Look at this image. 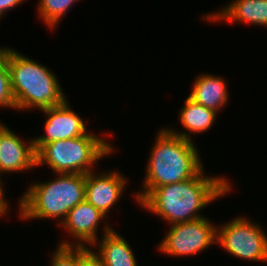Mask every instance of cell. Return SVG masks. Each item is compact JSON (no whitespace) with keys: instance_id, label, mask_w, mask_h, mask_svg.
Wrapping results in <instances>:
<instances>
[{"instance_id":"cell-20","label":"cell","mask_w":267,"mask_h":266,"mask_svg":"<svg viewBox=\"0 0 267 266\" xmlns=\"http://www.w3.org/2000/svg\"><path fill=\"white\" fill-rule=\"evenodd\" d=\"M24 1L25 0H0V19L5 15L4 13H7L10 9L16 8V6H19Z\"/></svg>"},{"instance_id":"cell-10","label":"cell","mask_w":267,"mask_h":266,"mask_svg":"<svg viewBox=\"0 0 267 266\" xmlns=\"http://www.w3.org/2000/svg\"><path fill=\"white\" fill-rule=\"evenodd\" d=\"M36 168L33 138L23 141L0 121V180L4 173L30 171Z\"/></svg>"},{"instance_id":"cell-22","label":"cell","mask_w":267,"mask_h":266,"mask_svg":"<svg viewBox=\"0 0 267 266\" xmlns=\"http://www.w3.org/2000/svg\"><path fill=\"white\" fill-rule=\"evenodd\" d=\"M1 216H5V215L0 211V217H1Z\"/></svg>"},{"instance_id":"cell-4","label":"cell","mask_w":267,"mask_h":266,"mask_svg":"<svg viewBox=\"0 0 267 266\" xmlns=\"http://www.w3.org/2000/svg\"><path fill=\"white\" fill-rule=\"evenodd\" d=\"M46 182L31 184L19 199L20 219H58V225L68 212L85 200L86 174L56 173Z\"/></svg>"},{"instance_id":"cell-15","label":"cell","mask_w":267,"mask_h":266,"mask_svg":"<svg viewBox=\"0 0 267 266\" xmlns=\"http://www.w3.org/2000/svg\"><path fill=\"white\" fill-rule=\"evenodd\" d=\"M184 105L179 111V119L181 125L183 126V128H185L186 132L177 131L176 129L174 130V128L167 129L175 135L192 141V133L199 134L208 131L213 126L218 116L217 112L194 102L189 97H186ZM187 130L189 134L187 133Z\"/></svg>"},{"instance_id":"cell-19","label":"cell","mask_w":267,"mask_h":266,"mask_svg":"<svg viewBox=\"0 0 267 266\" xmlns=\"http://www.w3.org/2000/svg\"><path fill=\"white\" fill-rule=\"evenodd\" d=\"M92 248L78 247V266H103L101 258Z\"/></svg>"},{"instance_id":"cell-7","label":"cell","mask_w":267,"mask_h":266,"mask_svg":"<svg viewBox=\"0 0 267 266\" xmlns=\"http://www.w3.org/2000/svg\"><path fill=\"white\" fill-rule=\"evenodd\" d=\"M217 225L206 217L173 224L157 247L168 256L184 257L196 255L216 243Z\"/></svg>"},{"instance_id":"cell-9","label":"cell","mask_w":267,"mask_h":266,"mask_svg":"<svg viewBox=\"0 0 267 266\" xmlns=\"http://www.w3.org/2000/svg\"><path fill=\"white\" fill-rule=\"evenodd\" d=\"M107 219L97 208L86 200L78 203L73 207L66 216L65 220L61 223L64 230L68 232V235L73 236L75 244L69 242V240L61 241L57 246L61 247H89L99 239L98 226L101 221ZM100 221V222H99Z\"/></svg>"},{"instance_id":"cell-6","label":"cell","mask_w":267,"mask_h":266,"mask_svg":"<svg viewBox=\"0 0 267 266\" xmlns=\"http://www.w3.org/2000/svg\"><path fill=\"white\" fill-rule=\"evenodd\" d=\"M266 234L258 223L241 216L217 225L216 244L240 260L267 262Z\"/></svg>"},{"instance_id":"cell-11","label":"cell","mask_w":267,"mask_h":266,"mask_svg":"<svg viewBox=\"0 0 267 266\" xmlns=\"http://www.w3.org/2000/svg\"><path fill=\"white\" fill-rule=\"evenodd\" d=\"M127 180L117 170L99 175L91 171L86 174L85 200L107 217L109 210L123 197Z\"/></svg>"},{"instance_id":"cell-8","label":"cell","mask_w":267,"mask_h":266,"mask_svg":"<svg viewBox=\"0 0 267 266\" xmlns=\"http://www.w3.org/2000/svg\"><path fill=\"white\" fill-rule=\"evenodd\" d=\"M67 99L63 104L40 110L47 118L45 135L33 138L34 149L37 152L44 144L53 141L71 139L88 133L83 119L69 106Z\"/></svg>"},{"instance_id":"cell-2","label":"cell","mask_w":267,"mask_h":266,"mask_svg":"<svg viewBox=\"0 0 267 266\" xmlns=\"http://www.w3.org/2000/svg\"><path fill=\"white\" fill-rule=\"evenodd\" d=\"M147 162L143 189L134 194L138 204L154 188L191 179L204 168L193 141L166 128L158 131Z\"/></svg>"},{"instance_id":"cell-17","label":"cell","mask_w":267,"mask_h":266,"mask_svg":"<svg viewBox=\"0 0 267 266\" xmlns=\"http://www.w3.org/2000/svg\"><path fill=\"white\" fill-rule=\"evenodd\" d=\"M0 107L16 110V102L12 94L10 71L6 58V47L0 49Z\"/></svg>"},{"instance_id":"cell-21","label":"cell","mask_w":267,"mask_h":266,"mask_svg":"<svg viewBox=\"0 0 267 266\" xmlns=\"http://www.w3.org/2000/svg\"><path fill=\"white\" fill-rule=\"evenodd\" d=\"M3 182L0 180V211L4 214V215H8L7 212L8 208H9V203L7 202L6 198L4 197V191L3 187H2Z\"/></svg>"},{"instance_id":"cell-12","label":"cell","mask_w":267,"mask_h":266,"mask_svg":"<svg viewBox=\"0 0 267 266\" xmlns=\"http://www.w3.org/2000/svg\"><path fill=\"white\" fill-rule=\"evenodd\" d=\"M220 11L202 17L205 21L242 22L267 27V0H233Z\"/></svg>"},{"instance_id":"cell-3","label":"cell","mask_w":267,"mask_h":266,"mask_svg":"<svg viewBox=\"0 0 267 266\" xmlns=\"http://www.w3.org/2000/svg\"><path fill=\"white\" fill-rule=\"evenodd\" d=\"M6 58L17 110H42L67 100L51 69L9 47H6Z\"/></svg>"},{"instance_id":"cell-16","label":"cell","mask_w":267,"mask_h":266,"mask_svg":"<svg viewBox=\"0 0 267 266\" xmlns=\"http://www.w3.org/2000/svg\"><path fill=\"white\" fill-rule=\"evenodd\" d=\"M78 0H39L38 15L50 30H54L60 19L68 13Z\"/></svg>"},{"instance_id":"cell-5","label":"cell","mask_w":267,"mask_h":266,"mask_svg":"<svg viewBox=\"0 0 267 266\" xmlns=\"http://www.w3.org/2000/svg\"><path fill=\"white\" fill-rule=\"evenodd\" d=\"M112 152L114 148L111 143L88 132L79 137L44 144L36 152V166L46 164L55 174H87L95 171L94 165Z\"/></svg>"},{"instance_id":"cell-14","label":"cell","mask_w":267,"mask_h":266,"mask_svg":"<svg viewBox=\"0 0 267 266\" xmlns=\"http://www.w3.org/2000/svg\"><path fill=\"white\" fill-rule=\"evenodd\" d=\"M224 80L220 76L202 73L195 78L188 97L218 113L229 101L228 87Z\"/></svg>"},{"instance_id":"cell-1","label":"cell","mask_w":267,"mask_h":266,"mask_svg":"<svg viewBox=\"0 0 267 266\" xmlns=\"http://www.w3.org/2000/svg\"><path fill=\"white\" fill-rule=\"evenodd\" d=\"M204 168L193 178L154 188L140 203L168 224L191 222L205 216L199 210L233 190L225 176H206Z\"/></svg>"},{"instance_id":"cell-13","label":"cell","mask_w":267,"mask_h":266,"mask_svg":"<svg viewBox=\"0 0 267 266\" xmlns=\"http://www.w3.org/2000/svg\"><path fill=\"white\" fill-rule=\"evenodd\" d=\"M104 224L101 239L93 244V247H98L96 254L101 258L103 266H137L135 252L127 240L117 233L109 223Z\"/></svg>"},{"instance_id":"cell-18","label":"cell","mask_w":267,"mask_h":266,"mask_svg":"<svg viewBox=\"0 0 267 266\" xmlns=\"http://www.w3.org/2000/svg\"><path fill=\"white\" fill-rule=\"evenodd\" d=\"M50 261V266H78V247L58 246Z\"/></svg>"}]
</instances>
